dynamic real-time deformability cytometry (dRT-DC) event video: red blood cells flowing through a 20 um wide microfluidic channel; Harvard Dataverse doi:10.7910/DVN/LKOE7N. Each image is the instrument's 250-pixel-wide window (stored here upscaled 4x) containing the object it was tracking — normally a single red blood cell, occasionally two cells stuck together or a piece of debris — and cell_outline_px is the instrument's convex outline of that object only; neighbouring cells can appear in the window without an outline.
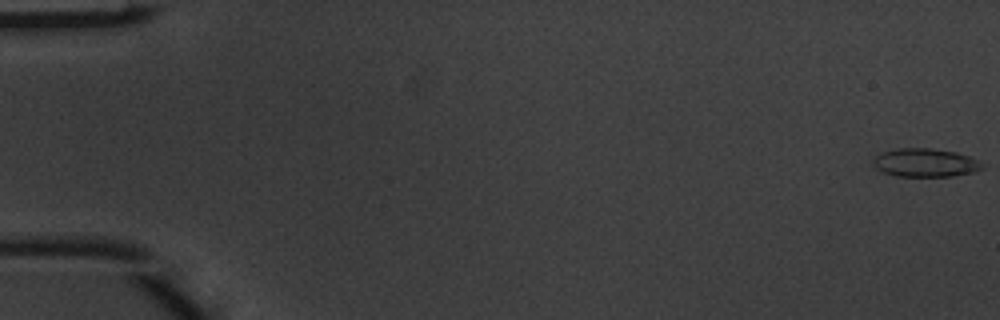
{"species": "common noctule bat (a hibernating species)", "species_latin": "Nyctalus noctula", "temperature_condition": "warm", "stored_images_in_passage": 5, "camera_frame_rate_fps": 3000, "um_per_image_px": 0.085, "animal": {"sex": "male", "body_mass_g": 20.1, "forearm_length_mm": 53.5}, "frame": {"image": 1, "passage_image": 1, "time_ms": 0.0, "image_size_px": [1000, 320], "cell_outline_px": [[984, 168], [972, 172], [952, 176], [896, 176], [884, 172], [876, 168], [872, 164], [872, 160], [876, 156], [884, 152], [900, 148], [928, 148], [956, 152], [968, 156], [984, 164]], "centroid_in_image_um": [78.64, 13.83], "position_along_channel_um": 6.4, "area_um2": 17.86}}
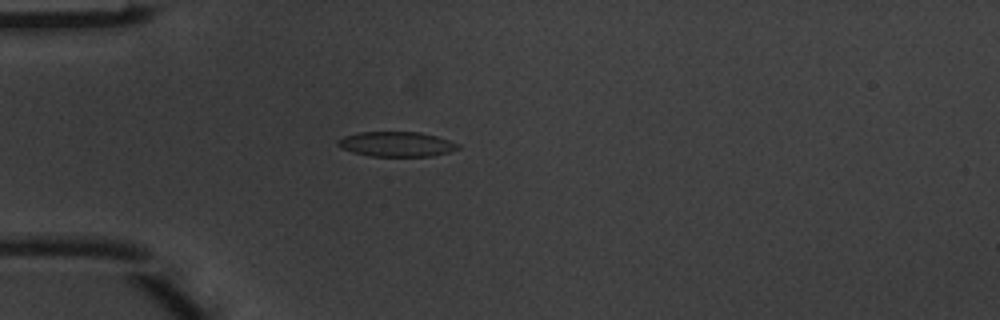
{"frame": {"image": 2, "passage_image": 5, "time_ms": 1.333, "image_size_px": [1000, 320], "cell_outline_px": [[460, 148], [448, 152], [432, 156], [368, 156], [352, 152], [340, 148], [336, 144], [336, 140], [344, 136], [360, 132], [420, 132], [436, 136], [460, 144]], "centroid_in_image_um": [33.67, 12.25], "position_along_channel_um": 51.3, "area_um2": 17.51}}